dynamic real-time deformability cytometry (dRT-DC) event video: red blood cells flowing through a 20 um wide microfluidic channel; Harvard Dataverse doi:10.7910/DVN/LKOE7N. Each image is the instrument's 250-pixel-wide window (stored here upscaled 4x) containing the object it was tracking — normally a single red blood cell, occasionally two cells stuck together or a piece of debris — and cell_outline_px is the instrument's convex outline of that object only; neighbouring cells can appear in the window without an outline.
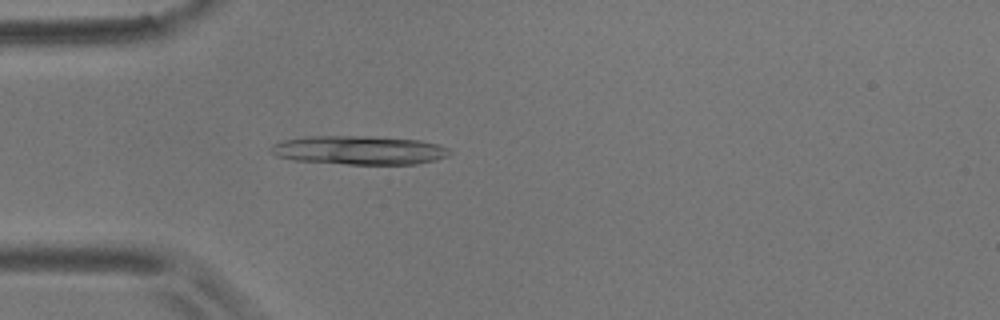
{"species": "common noctule bat (a hibernating species)", "species_latin": "Nyctalus noctula", "temperature_condition": "room temperature", "stored_images_in_passage": 56, "camera_frame_rate_fps": 3000, "um_per_image_px": 0.085, "animal": {"sex": "male", "body_mass_g": 17.9}, "frame": {"image": 1, "passage_image": 16, "time_ms": 5.0, "image_size_px": [1000, 320], "cell_outline_px": [[452, 152], [448, 156], [436, 160], [416, 164], [348, 164], [292, 160], [276, 156], [268, 148], [272, 144], [280, 140], [304, 136], [368, 136], [420, 140], [440, 144], [448, 148]], "centroid_in_image_um": [30.51, 12.76], "position_along_channel_um": 54.5, "area_um2": 30.35}}
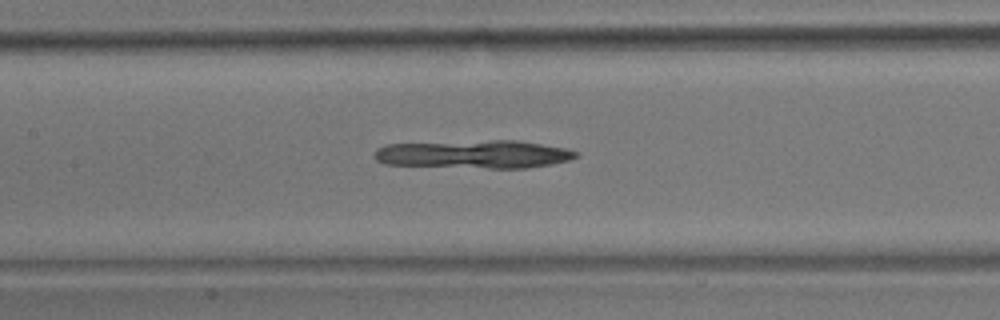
{"frame": {"image": 2, "passage_image": 26, "time_ms": 8.333, "image_size_px": [1000, 320], "cell_outline_px": [[580, 156], [568, 160], [552, 164], [528, 168], [488, 168], [384, 164], [376, 160], [376, 148], [384, 144], [492, 140], [520, 140], [568, 148], [580, 152]], "centroid_in_image_um": [40.37, 13.1], "position_along_channel_um": 167.0, "area_um2": 33.35}}
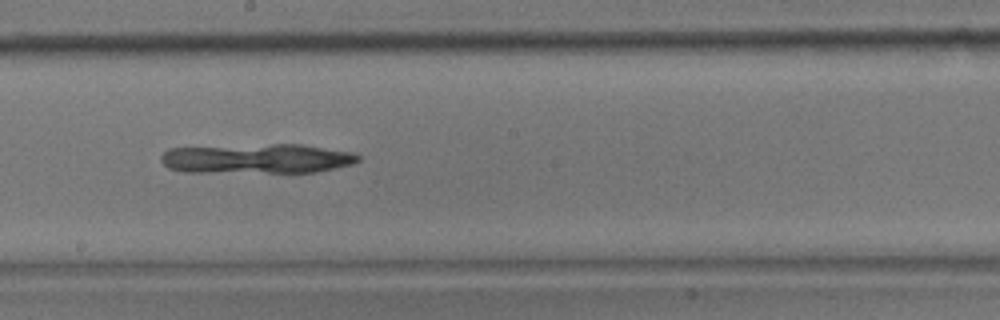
{"frame": {"image": 3, "passage_image": 31, "time_ms": 10.0, "image_size_px": [1000, 320], "cell_outline_px": [[360, 160], [352, 164], [316, 172], [184, 172], [168, 168], [160, 160], [160, 156], [168, 148], [272, 144], [300, 144], [352, 152], [360, 156]], "centroid_in_image_um": [21.82, 13.48], "position_along_channel_um": 226.4, "area_um2": 34.1}}